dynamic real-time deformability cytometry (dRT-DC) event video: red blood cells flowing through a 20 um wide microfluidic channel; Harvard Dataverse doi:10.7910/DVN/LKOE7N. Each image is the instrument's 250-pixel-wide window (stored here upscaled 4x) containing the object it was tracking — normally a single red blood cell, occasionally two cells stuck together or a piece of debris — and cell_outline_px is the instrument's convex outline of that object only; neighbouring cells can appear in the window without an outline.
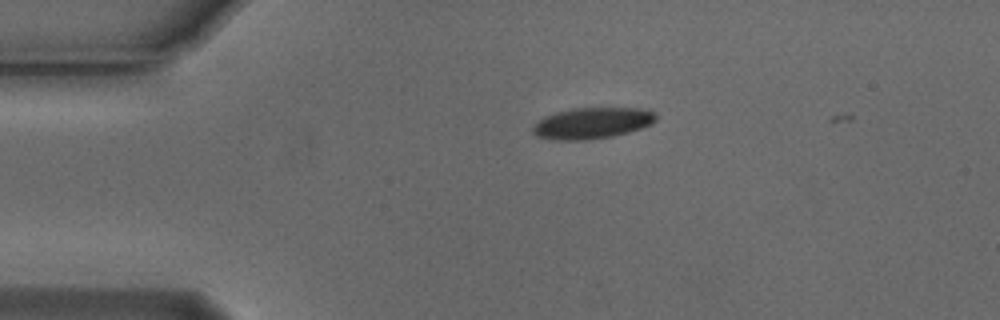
{"species": "Egyptian fruit bat (a non-hibernating species)", "species_latin": "Rousettus aegyptiacus", "temperature_condition": "cold", "stored_images_in_passage": 2, "camera_frame_rate_fps": 3000, "um_per_image_px": 0.085, "animal": {"sex": "male"}, "frame": {"image": 1, "passage_image": 1, "time_ms": 0.0, "image_size_px": [1000, 320], "cell_outline_px": [[656, 120], [652, 124], [628, 132], [612, 136], [584, 140], [556, 140], [536, 136], [532, 132], [532, 128], [544, 116], [556, 112], [572, 108], [644, 108], [652, 112], [656, 116]], "centroid_in_image_um": [50.32, 10.46], "position_along_channel_um": 34.7, "area_um2": 22.25}}